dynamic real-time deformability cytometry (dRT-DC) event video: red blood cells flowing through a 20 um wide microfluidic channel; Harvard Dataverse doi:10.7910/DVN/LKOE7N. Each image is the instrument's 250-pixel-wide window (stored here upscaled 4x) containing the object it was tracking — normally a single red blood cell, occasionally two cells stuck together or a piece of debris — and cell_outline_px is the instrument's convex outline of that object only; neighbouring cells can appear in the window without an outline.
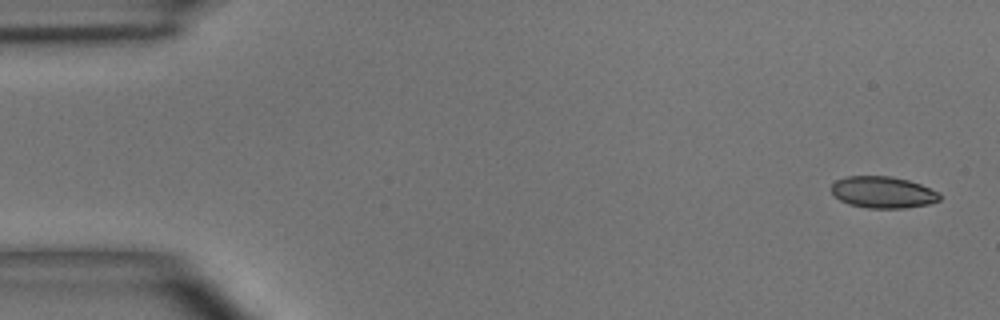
{"species": "common noctule bat (a hibernating species)", "species_latin": "Nyctalus noctula", "temperature_condition": "room temperature", "stored_images_in_passage": 6, "camera_frame_rate_fps": 3000, "um_per_image_px": 0.085, "animal": {"sex": "male", "body_mass_g": 15.6}, "frame": {"image": 1, "passage_image": 1, "time_ms": 0.0, "image_size_px": [1000, 320], "cell_outline_px": [[940, 200], [928, 204], [904, 208], [868, 208], [848, 204], [840, 200], [832, 192], [832, 184], [836, 180], [848, 176], [892, 176], [908, 180], [920, 184], [940, 192]], "centroid_in_image_um": [75.06, 16.34], "position_along_channel_um": 9.9, "area_um2": 19.94}}
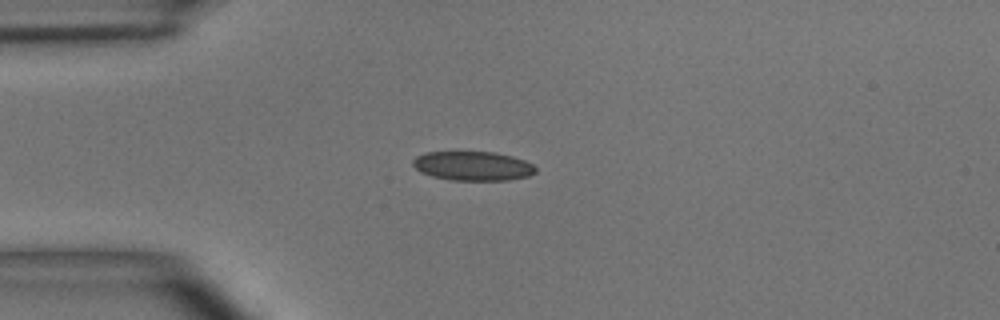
{"frame": {"image": 2, "passage_image": 4, "time_ms": 3.667, "image_size_px": [1000, 320], "cell_outline_px": [[536, 172], [528, 176], [508, 180], [452, 180], [432, 176], [420, 172], [412, 164], [412, 160], [416, 156], [428, 152], [496, 152], [512, 156], [524, 160], [532, 164], [536, 168]], "centroid_in_image_um": [40.19, 14.1], "position_along_channel_um": 44.8, "area_um2": 20.87}}
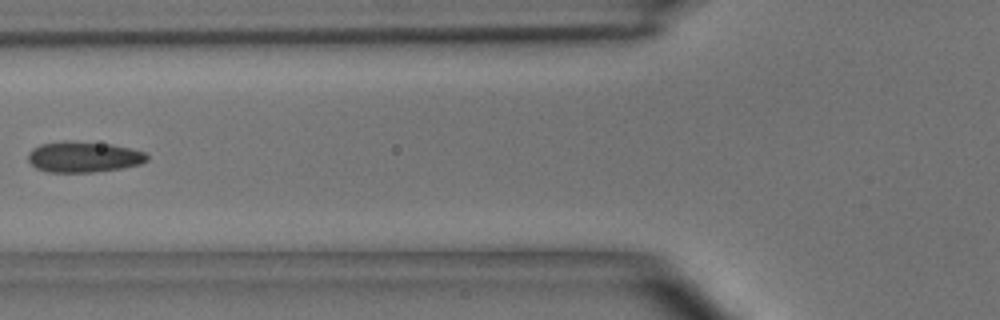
{"frame": {"image": 3, "passage_image": 6, "time_ms": 6.0, "image_size_px": [1000, 320], "cell_outline_px": [[148, 160], [140, 164], [124, 168], [92, 172], [48, 172], [36, 168], [28, 160], [28, 152], [32, 148], [40, 144], [64, 140], [112, 144], [132, 148], [144, 152], [148, 156]], "centroid_in_image_um": [7.1, 13.33], "position_along_channel_um": 118.7, "area_um2": 21.56}}